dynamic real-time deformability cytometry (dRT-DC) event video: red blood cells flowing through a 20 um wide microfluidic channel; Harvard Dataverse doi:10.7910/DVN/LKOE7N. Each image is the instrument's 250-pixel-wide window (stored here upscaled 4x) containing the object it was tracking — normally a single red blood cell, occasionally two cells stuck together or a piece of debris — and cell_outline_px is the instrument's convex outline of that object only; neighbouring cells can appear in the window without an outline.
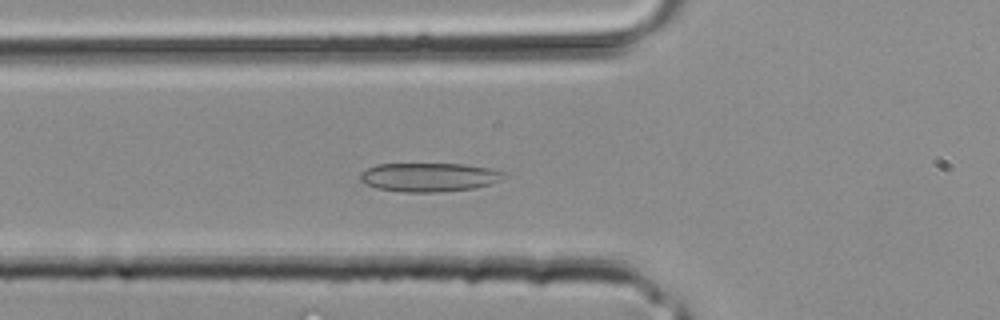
{"species": "common noctule bat (a hibernating species)", "species_latin": "Nyctalus noctula", "temperature_condition": "room temperature", "stored_images_in_passage": 34, "camera_frame_rate_fps": 3000, "um_per_image_px": 0.085, "animal": {"sex": "male", "body_mass_g": 20.4}, "frame": {"image": 1, "passage_image": 12, "time_ms": 3.667, "image_size_px": [1000, 320], "cell_outline_px": [[508, 176], [492, 184], [472, 188], [436, 192], [404, 192], [376, 188], [360, 180], [360, 172], [376, 164], [468, 164], [488, 168], [504, 172]], "centroid_in_image_um": [36.49, 15.05], "position_along_channel_um": 89.3, "area_um2": 24.1}}
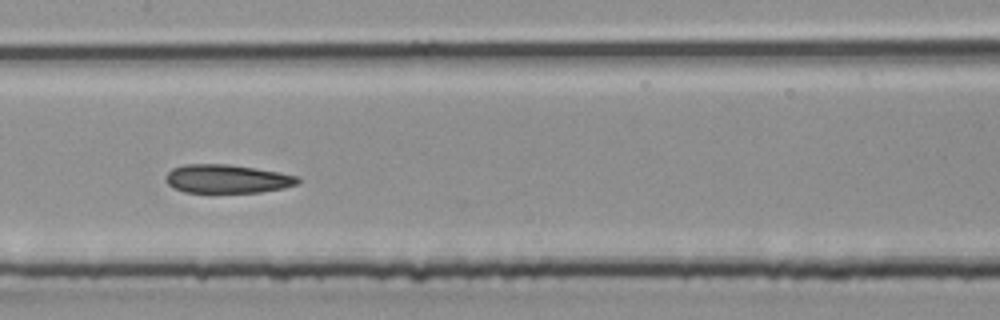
{"frame": {"image": 2, "passage_image": 17, "time_ms": 5.333, "image_size_px": [1000, 320], "cell_outline_px": [[300, 180], [296, 184], [284, 188], [260, 192], [184, 192], [168, 184], [164, 180], [164, 176], [172, 168], [184, 164], [228, 164], [256, 168], [280, 172], [296, 176]], "centroid_in_image_um": [19.27, 15.19], "position_along_channel_um": 188.1, "area_um2": 21.96}}
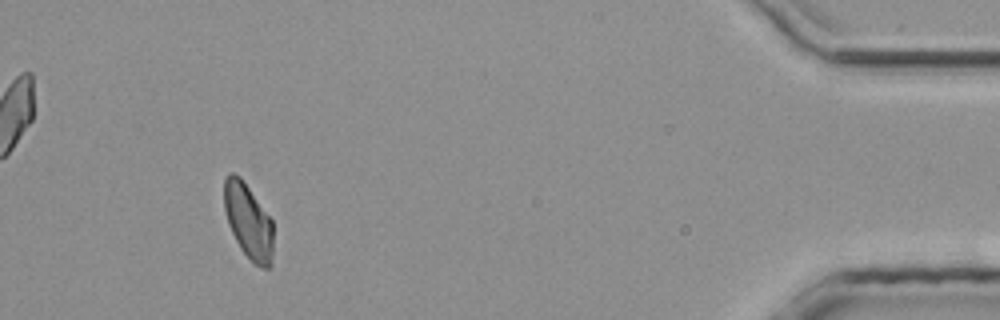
{"frame": {"image": 3, "passage_image": 32, "time_ms": 10.333, "image_size_px": [1000, 320], "cell_outline_px": [[272, 268], [260, 268], [252, 264], [240, 248], [228, 224], [224, 208], [224, 180], [228, 172], [236, 172], [240, 176], [272, 220]], "centroid_in_image_um": [21.1, 18.83], "position_along_channel_um": 414.1, "area_um2": 21.68}}